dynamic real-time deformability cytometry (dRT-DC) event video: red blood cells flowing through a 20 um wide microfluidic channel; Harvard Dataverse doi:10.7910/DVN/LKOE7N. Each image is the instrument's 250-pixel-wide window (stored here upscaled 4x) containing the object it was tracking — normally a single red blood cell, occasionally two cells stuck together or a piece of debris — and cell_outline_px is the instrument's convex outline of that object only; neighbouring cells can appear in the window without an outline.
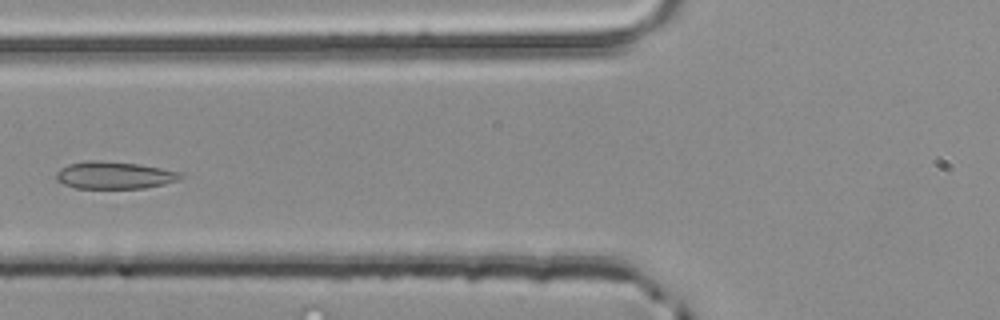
{"species": "common noctule bat (a hibernating species)", "species_latin": "Nyctalus noctula", "temperature_condition": "room temperature", "stored_images_in_passage": 4, "camera_frame_rate_fps": 3000, "um_per_image_px": 0.085, "animal": {"sex": "male", "body_mass_g": 20.4}, "frame": {"image": 1, "passage_image": 4, "time_ms": 1.0, "image_size_px": [1000, 320], "cell_outline_px": [[184, 176], [176, 180], [164, 184], [144, 188], [76, 188], [64, 184], [56, 180], [56, 172], [60, 168], [68, 164], [88, 160], [96, 160], [140, 164], [184, 172]], "centroid_in_image_um": [9.73, 14.88], "position_along_channel_um": 116.1, "area_um2": 19.88}}